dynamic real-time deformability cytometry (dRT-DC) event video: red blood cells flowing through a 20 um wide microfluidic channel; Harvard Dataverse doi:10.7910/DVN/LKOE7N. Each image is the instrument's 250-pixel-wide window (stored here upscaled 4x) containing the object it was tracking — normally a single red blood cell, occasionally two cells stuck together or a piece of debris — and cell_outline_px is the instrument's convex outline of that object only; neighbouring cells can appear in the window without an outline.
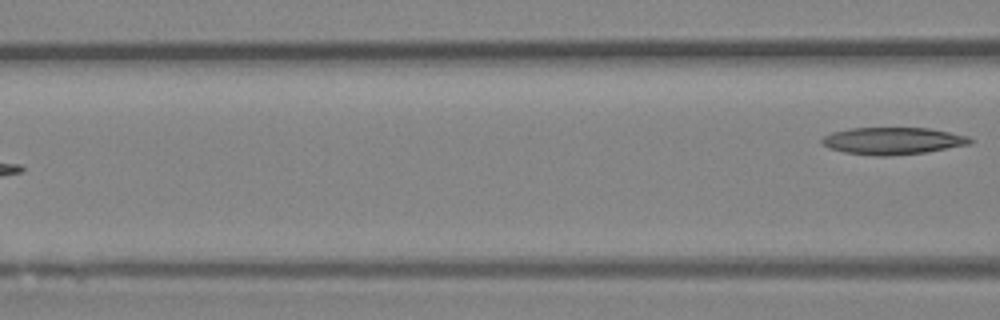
{"species": "Egyptian fruit bat (a non-hibernating species)", "species_latin": "Rousettus aegyptiacus", "temperature_condition": "room temperature", "stored_images_in_passage": 7, "camera_frame_rate_fps": 3000, "um_per_image_px": 0.085, "animal": {"sex": "female"}, "frame": {"image": 1, "passage_image": 7, "time_ms": 7.0, "image_size_px": [1000, 320], "cell_outline_px": [[972, 140], [968, 144], [924, 152], [888, 156], [872, 156], [844, 152], [828, 148], [820, 144], [820, 140], [824, 136], [832, 132], [848, 128], [928, 128], [968, 136]], "centroid_in_image_um": [75.78, 11.97], "position_along_channel_um": 90.8, "area_um2": 23.29}}